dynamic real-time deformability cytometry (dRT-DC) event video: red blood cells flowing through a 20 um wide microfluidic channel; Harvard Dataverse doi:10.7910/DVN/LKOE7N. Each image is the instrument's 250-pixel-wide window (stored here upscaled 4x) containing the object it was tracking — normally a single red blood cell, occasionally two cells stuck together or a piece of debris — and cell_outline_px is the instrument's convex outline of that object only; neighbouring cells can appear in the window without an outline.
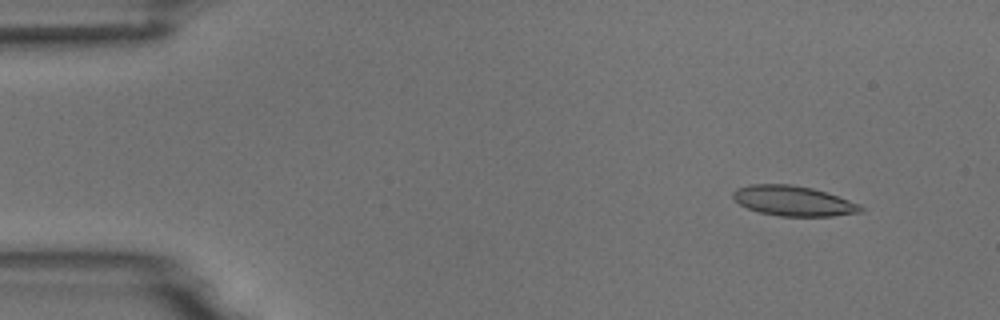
{"species": "common noctule bat (a hibernating species)", "species_latin": "Nyctalus noctula", "temperature_condition": "room temperature", "stored_images_in_passage": 4, "camera_frame_rate_fps": 3000, "um_per_image_px": 0.085, "animal": {"sex": "male", "body_mass_g": 18.8}, "frame": {"image": 1, "passage_image": 1, "time_ms": 0.0, "image_size_px": [1000, 320], "cell_outline_px": [[864, 212], [832, 216], [780, 216], [760, 212], [748, 208], [740, 204], [732, 196], [732, 192], [736, 188], [748, 184], [788, 184], [812, 188], [860, 204], [864, 208]], "centroid_in_image_um": [67.42, 17.08], "position_along_channel_um": 17.6, "area_um2": 22.25}}
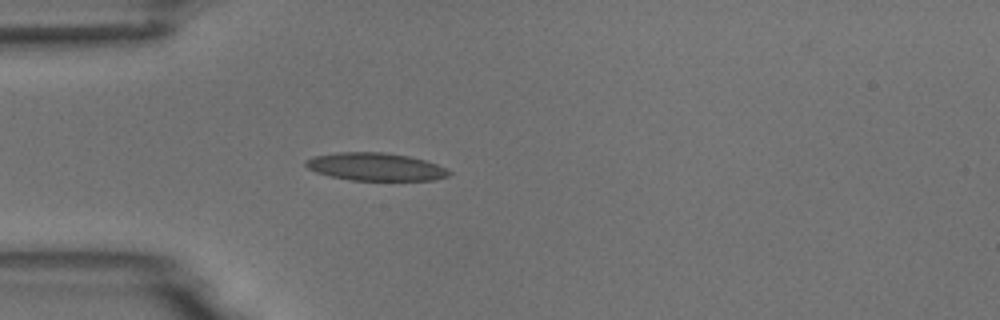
{"frame": {"image": 2, "passage_image": 4, "time_ms": 3.333, "image_size_px": [1000, 320], "cell_outline_px": [[452, 172], [448, 176], [436, 180], [352, 180], [332, 176], [316, 172], [308, 168], [304, 164], [304, 160], [312, 156], [336, 152], [384, 152], [408, 156], [424, 160], [436, 164]], "centroid_in_image_um": [31.89, 14.17], "position_along_channel_um": 53.1, "area_um2": 23.18}}